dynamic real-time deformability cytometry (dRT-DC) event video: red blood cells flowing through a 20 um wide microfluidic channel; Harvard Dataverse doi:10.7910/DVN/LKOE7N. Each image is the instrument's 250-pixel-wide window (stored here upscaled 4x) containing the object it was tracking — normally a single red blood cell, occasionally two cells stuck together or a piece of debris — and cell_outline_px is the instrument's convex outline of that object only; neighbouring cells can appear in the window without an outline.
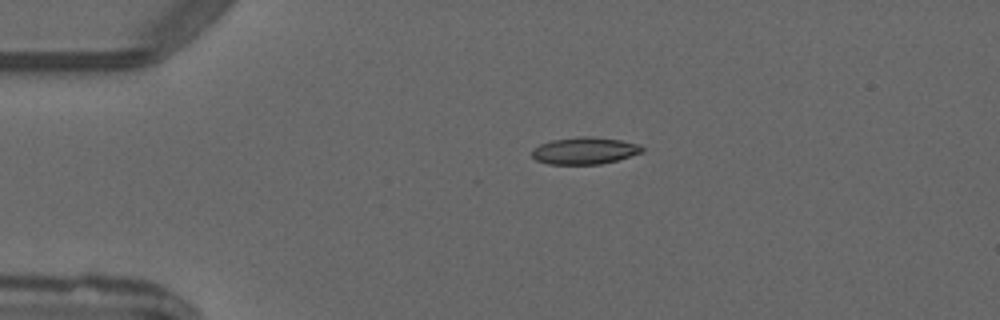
{"species": "common noctule bat (a hibernating species)", "species_latin": "Nyctalus noctula", "temperature_condition": "warm", "stored_images_in_passage": 2, "camera_frame_rate_fps": 3000, "um_per_image_px": 0.085, "animal": {"sex": "male", "forearm_length_mm": 52.5}, "frame": {"image": 1, "passage_image": 1, "time_ms": 0.0, "image_size_px": [1000, 320], "cell_outline_px": [[644, 152], [616, 160], [600, 164], [548, 164], [536, 160], [532, 156], [532, 148], [540, 144], [552, 140], [580, 136], [592, 136], [620, 140], [640, 144], [644, 148]], "centroid_in_image_um": [49.7, 12.8], "position_along_channel_um": 35.3, "area_um2": 17.4}}